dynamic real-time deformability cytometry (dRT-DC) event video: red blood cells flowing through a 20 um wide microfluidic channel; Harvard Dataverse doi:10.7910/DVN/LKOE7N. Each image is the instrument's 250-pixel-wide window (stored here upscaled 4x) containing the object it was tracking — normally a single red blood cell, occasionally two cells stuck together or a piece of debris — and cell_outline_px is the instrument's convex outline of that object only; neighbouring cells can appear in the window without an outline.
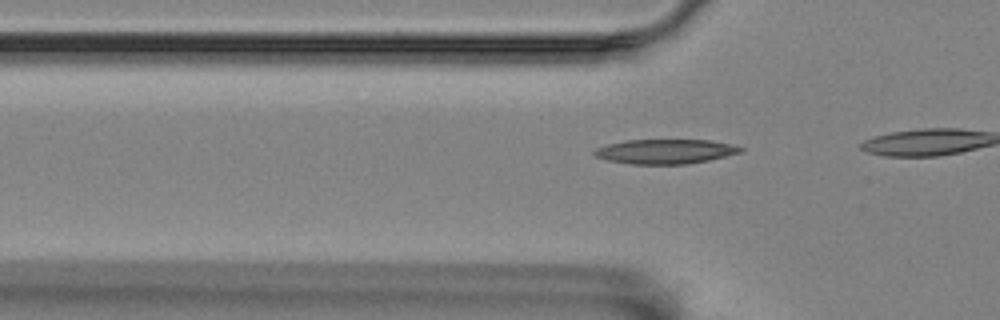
{"species": "Egyptian fruit bat (a non-hibernating species)", "species_latin": "Rousettus aegyptiacus", "temperature_condition": "room temperature", "stored_images_in_passage": 12, "camera_frame_rate_fps": 3000, "um_per_image_px": 0.085, "animal": {"sex": "female"}, "frame": {"image": 1, "passage_image": 9, "time_ms": 2.667, "image_size_px": [1000, 320], "cell_outline_px": [[744, 152], [708, 160], [688, 164], [632, 164], [608, 160], [596, 156], [592, 152], [596, 148], [608, 144], [624, 140], [712, 140], [732, 144], [744, 148]], "centroid_in_image_um": [56.59, 12.87], "position_along_channel_um": 69.2, "area_um2": 20.98}}